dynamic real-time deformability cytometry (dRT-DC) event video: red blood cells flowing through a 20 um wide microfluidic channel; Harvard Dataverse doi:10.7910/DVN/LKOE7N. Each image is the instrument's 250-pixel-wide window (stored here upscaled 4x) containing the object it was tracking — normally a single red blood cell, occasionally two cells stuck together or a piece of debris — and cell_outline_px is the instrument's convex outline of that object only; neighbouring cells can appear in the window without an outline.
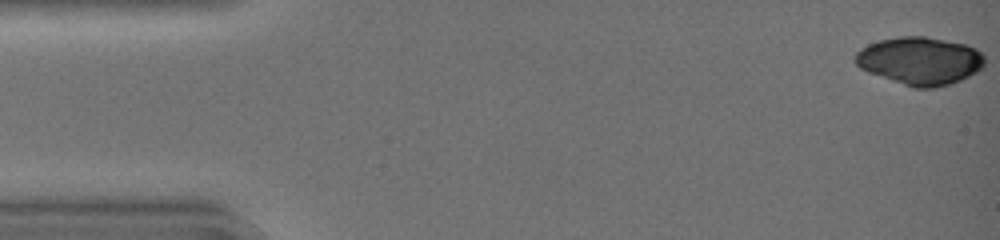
{"species": "common noctule bat (a hibernating species)", "species_latin": "Nyctalus noctula", "temperature_condition": "warm", "stored_images_in_passage": 43, "camera_frame_rate_fps": 3000, "um_per_image_px": 0.085, "animal": {"sex": "female", "body_mass_g": 19.0, "forearm_length_mm": 51.5}, "frame": {"image": 1, "passage_image": 1, "time_ms": 0.0, "image_size_px": [1000, 240], "cell_outline_px": [[984, 68], [960, 80], [936, 88], [912, 88], [868, 72], [860, 68], [852, 60], [856, 52], [860, 48], [868, 44], [880, 40], [900, 36], [924, 36], [968, 44], [976, 48], [984, 56]], "centroid_in_image_um": [78.18, 5.17], "position_along_channel_um": 6.8, "area_um2": 36.36}}